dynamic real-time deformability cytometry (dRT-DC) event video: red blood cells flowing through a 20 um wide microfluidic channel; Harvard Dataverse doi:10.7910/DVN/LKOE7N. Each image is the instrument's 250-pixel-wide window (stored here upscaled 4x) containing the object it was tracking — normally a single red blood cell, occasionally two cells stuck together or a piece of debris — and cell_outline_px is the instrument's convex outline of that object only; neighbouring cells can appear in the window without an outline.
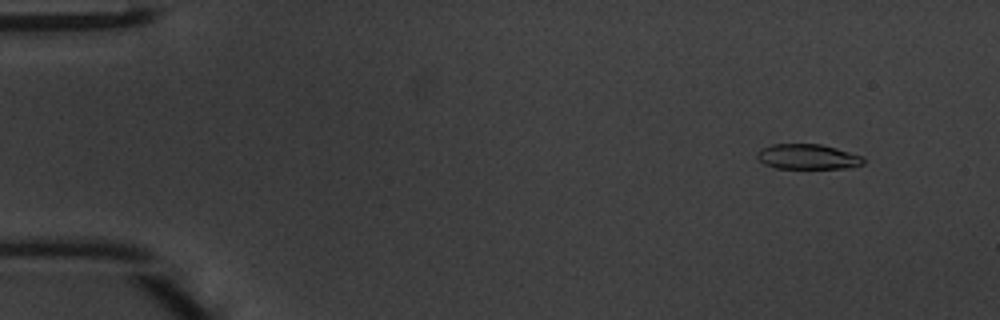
{"species": "common noctule bat (a hibernating species)", "species_latin": "Nyctalus noctula", "temperature_condition": "warm", "stored_images_in_passage": 44, "camera_frame_rate_fps": 3000, "um_per_image_px": 0.085, "animal": {"sex": "male", "body_mass_g": 20.1, "forearm_length_mm": 53.5}, "frame": {"image": 1, "passage_image": 1, "time_ms": 0.0, "image_size_px": [1000, 320], "cell_outline_px": [[864, 164], [844, 168], [776, 168], [764, 164], [756, 156], [756, 152], [760, 148], [772, 144], [820, 144], [836, 148], [864, 156]], "centroid_in_image_um": [68.64, 13.31], "position_along_channel_um": 16.4, "area_um2": 15.61}}
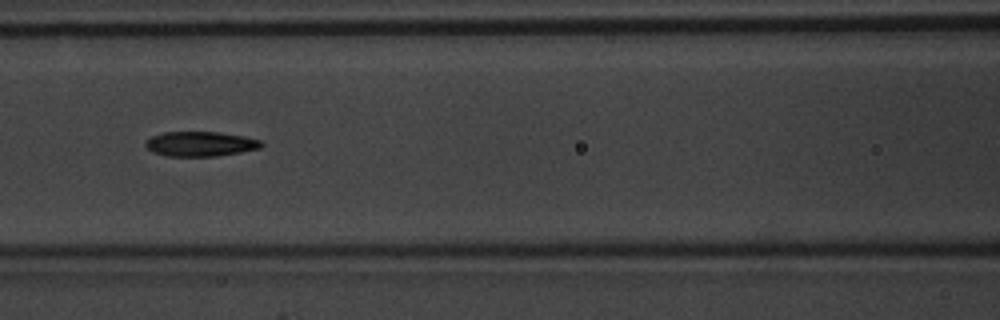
{"frame": {"image": 2, "passage_image": 18, "time_ms": 5.667, "image_size_px": [1000, 320], "cell_outline_px": [[264, 144], [260, 148], [240, 152], [216, 156], [168, 156], [152, 152], [144, 144], [144, 140], [152, 136], [164, 132], [220, 132], [244, 136], [260, 140]], "centroid_in_image_um": [17.01, 12.23], "position_along_channel_um": 149.6, "area_um2": 16.76}}
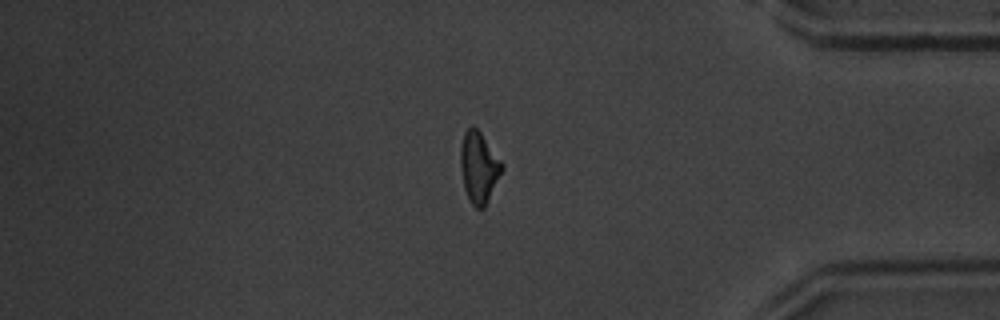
{"frame": {"image": 3, "passage_image": 37, "time_ms": 12.0, "image_size_px": [1000, 320], "cell_outline_px": [[504, 168], [484, 208], [476, 208], [468, 200], [464, 188], [460, 164], [460, 144], [464, 132], [472, 124], [480, 132], [504, 164]], "centroid_in_image_um": [40.69, 14.21], "position_along_channel_um": 394.5, "area_um2": 17.22}, "authors_computed_cell_mechanics": {"area_um2": 16.9065, "velocity_mm_per_s": 4.2691, "shape_relaxation_time_tau1_ms": 4.0451, "shape_relaxation_time_tau2_ms": 3.9144, "deformation_change_tau1": 0.1629, "deformation_change_tau2": 0.1262}}